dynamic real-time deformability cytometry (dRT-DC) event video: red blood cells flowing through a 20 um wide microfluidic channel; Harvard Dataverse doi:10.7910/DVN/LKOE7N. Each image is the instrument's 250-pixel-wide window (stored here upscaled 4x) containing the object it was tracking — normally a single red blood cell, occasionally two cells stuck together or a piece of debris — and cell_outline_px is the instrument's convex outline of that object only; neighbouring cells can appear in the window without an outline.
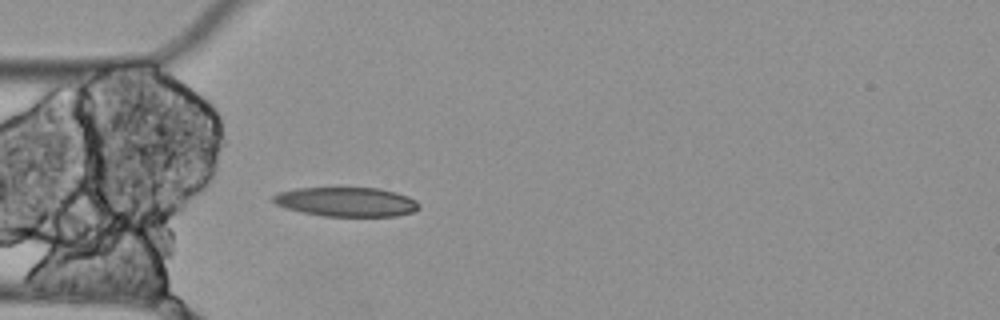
{"species": "Egyptian fruit bat (a non-hibernating species)", "species_latin": "Rousettus aegyptiacus", "temperature_condition": "cold", "stored_images_in_passage": 5, "camera_frame_rate_fps": 3000, "um_per_image_px": 0.085, "animal": {"sex": "female"}, "frame": {"image": 1, "passage_image": 5, "time_ms": 1.333, "image_size_px": [1000, 320], "cell_outline_px": [[420, 208], [412, 212], [396, 216], [324, 216], [300, 212], [284, 208], [276, 204], [272, 200], [272, 196], [276, 192], [296, 188], [380, 188], [396, 192], [408, 196], [416, 200], [420, 204]], "centroid_in_image_um": [29.42, 17.15], "position_along_channel_um": 55.6, "area_um2": 25.14}}